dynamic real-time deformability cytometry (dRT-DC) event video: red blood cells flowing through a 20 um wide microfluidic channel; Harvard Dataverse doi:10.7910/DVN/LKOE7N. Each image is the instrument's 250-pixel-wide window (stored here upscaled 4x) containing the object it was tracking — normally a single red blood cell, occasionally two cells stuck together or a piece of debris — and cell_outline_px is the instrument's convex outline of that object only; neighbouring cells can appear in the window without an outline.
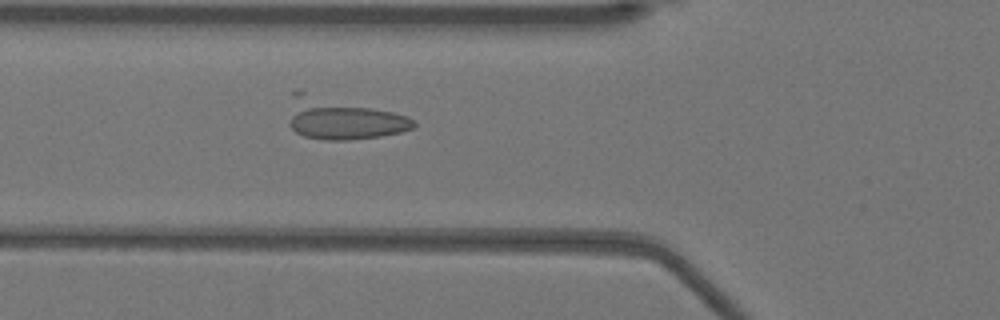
{"species": "Egyptian fruit bat (a non-hibernating species)", "species_latin": "Rousettus aegyptiacus", "temperature_condition": "warm", "stored_images_in_passage": 45, "camera_frame_rate_fps": 3000, "um_per_image_px": 0.085, "animal": {"sex": "female"}, "frame": {"image": 1, "passage_image": 12, "time_ms": 3.667, "image_size_px": [1000, 320], "cell_outline_px": [[416, 124], [412, 128], [400, 132], [380, 136], [348, 140], [324, 140], [304, 136], [296, 132], [288, 124], [292, 92], [300, 88], [408, 116], [416, 120]], "centroid_in_image_um": [29.03, 10.04], "position_along_channel_um": 96.8, "area_um2": 30.81}}
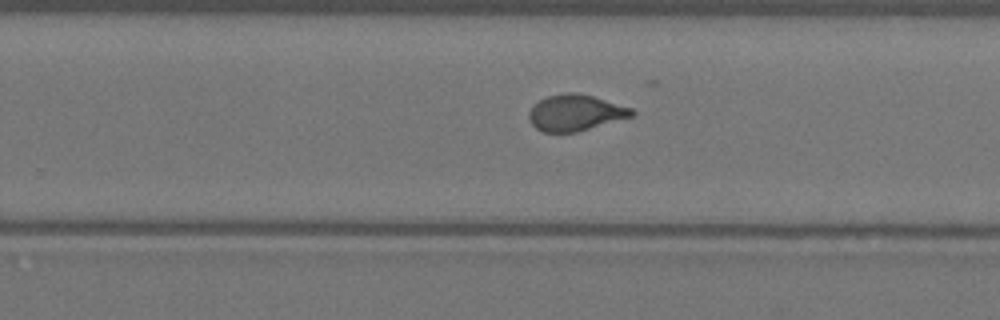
{"frame": {"image": 2, "passage_image": 26, "time_ms": 8.333, "image_size_px": [1000, 320], "cell_outline_px": [[636, 112], [632, 116], [576, 132], [544, 132], [536, 128], [528, 120], [528, 112], [540, 100], [548, 96], [568, 92], [576, 92], [592, 96], [632, 108]], "centroid_in_image_um": [48.89, 9.58], "position_along_channel_um": 280.9, "area_um2": 21.39}}
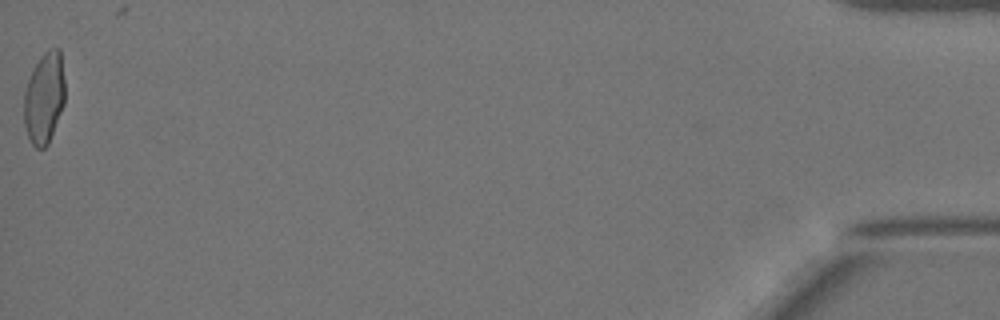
{"frame": {"image": 3, "passage_image": 45, "time_ms": 14.667, "image_size_px": [1000, 320], "cell_outline_px": [[64, 104], [48, 144], [44, 148], [36, 148], [32, 144], [28, 136], [24, 124], [24, 92], [28, 80], [40, 56], [48, 48], [60, 48], [64, 80]], "centroid_in_image_um": [3.76, 8.31], "position_along_channel_um": 431.4, "area_um2": 21.73}}